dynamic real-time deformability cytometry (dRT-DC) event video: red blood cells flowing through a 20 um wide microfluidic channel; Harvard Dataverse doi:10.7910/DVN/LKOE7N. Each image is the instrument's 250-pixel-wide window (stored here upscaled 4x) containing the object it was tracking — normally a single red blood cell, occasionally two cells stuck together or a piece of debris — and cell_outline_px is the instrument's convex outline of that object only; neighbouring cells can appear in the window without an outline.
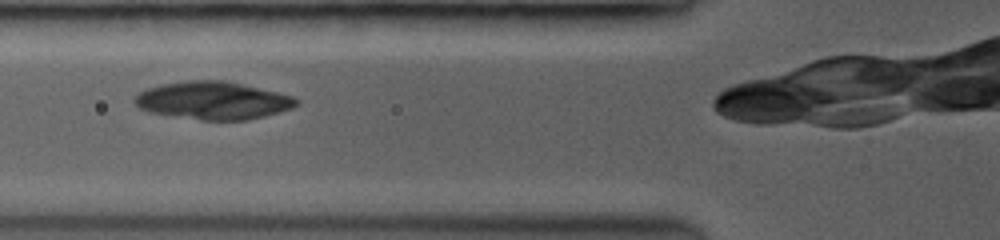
{"species": "common noctule bat (a hibernating species)", "species_latin": "Nyctalus noctula", "temperature_condition": "room temperature", "stored_images_in_passage": 10, "camera_frame_rate_fps": 3500, "um_per_image_px": 0.085, "animal": {"sex": "female", "body_mass_g": 19.0, "forearm_length_mm": 53.3}, "frame": {"image": 1, "passage_image": 4, "time_ms": 1.714, "image_size_px": [1000, 240], "cell_outline_px": [[296, 104], [292, 108], [264, 116], [248, 120], [200, 120], [152, 112], [140, 108], [136, 104], [136, 96], [140, 92], [148, 88], [164, 84], [188, 80], [224, 80], [276, 92], [292, 96], [296, 100]], "centroid_in_image_um": [18.11, 8.54], "position_along_channel_um": 107.7, "area_um2": 34.91}}
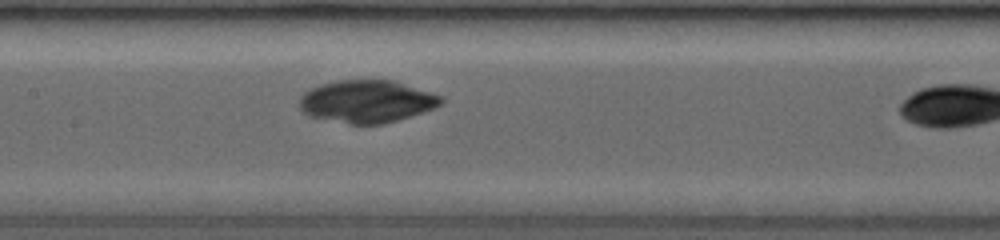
{"frame": {"image": 2, "passage_image": 7, "time_ms": 3.429, "image_size_px": [1000, 240], "cell_outline_px": [[440, 104], [432, 108], [384, 124], [348, 124], [312, 116], [304, 112], [300, 108], [300, 100], [304, 92], [320, 84], [340, 80], [392, 80], [440, 96]], "centroid_in_image_um": [31.11, 8.62], "position_along_channel_um": 176.3, "area_um2": 34.22}}